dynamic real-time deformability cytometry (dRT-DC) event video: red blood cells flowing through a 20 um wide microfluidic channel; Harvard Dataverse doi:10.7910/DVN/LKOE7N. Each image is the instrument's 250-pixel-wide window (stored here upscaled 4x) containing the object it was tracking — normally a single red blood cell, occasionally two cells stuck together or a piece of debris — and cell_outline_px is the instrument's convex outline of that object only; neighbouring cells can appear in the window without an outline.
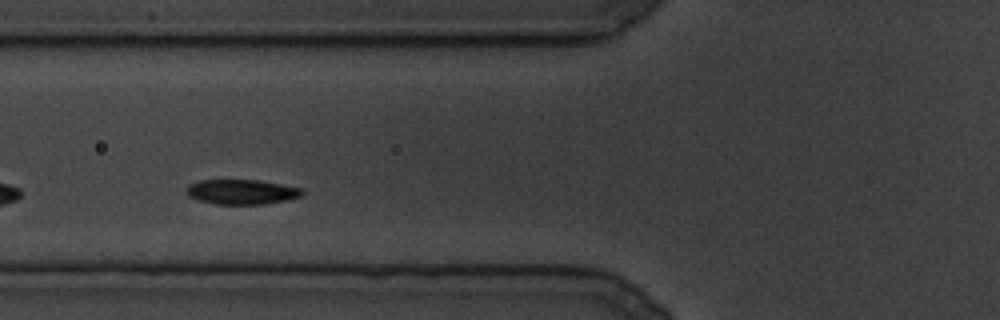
{"species": "common noctule bat (a hibernating species)", "species_latin": "Nyctalus noctula", "temperature_condition": "cold", "stored_images_in_passage": 69, "camera_frame_rate_fps": 3000, "um_per_image_px": 0.085, "animal": {"sex": "male", "body_mass_g": 19.5, "forearm_length_mm": 54.6}, "frame": {"image": 1, "passage_image": 13, "time_ms": 4.0, "image_size_px": [1000, 320], "cell_outline_px": [[304, 192], [300, 196], [288, 200], [264, 204], [216, 204], [200, 200], [188, 196], [184, 192], [188, 184], [200, 180], [260, 180], [304, 188]], "centroid_in_image_um": [20.55, 16.3], "position_along_channel_um": 105.3, "area_um2": 16.94}}
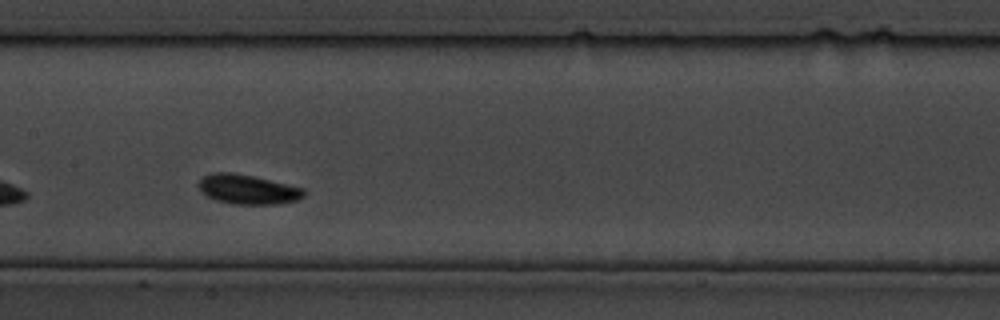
{"frame": {"image": 2, "passage_image": 28, "time_ms": 9.0, "image_size_px": [1000, 320], "cell_outline_px": [[308, 192], [304, 196], [296, 200], [276, 204], [232, 204], [216, 200], [208, 196], [196, 184], [204, 176], [212, 172], [232, 172], [252, 176], [304, 188]], "centroid_in_image_um": [21.07, 16.09], "position_along_channel_um": 186.3, "area_um2": 18.03}}
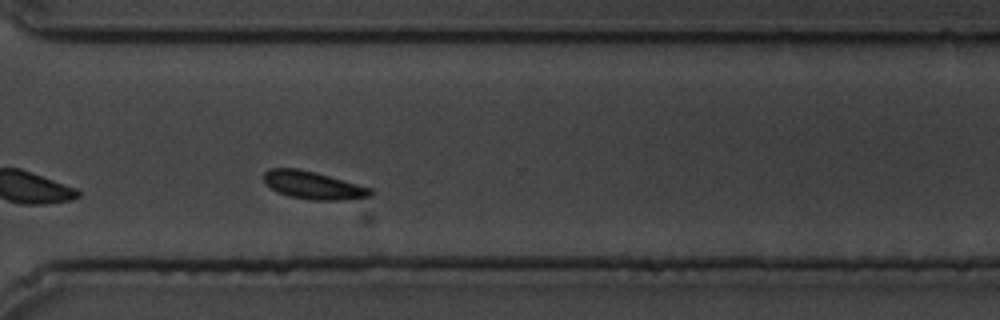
{"frame": {"image": 3, "passage_image": 57, "time_ms": 18.667, "image_size_px": [1000, 320], "cell_outline_px": [[376, 192], [372, 196], [340, 200], [312, 200], [288, 196], [276, 192], [264, 180], [264, 172], [268, 168], [296, 168], [316, 172], [372, 188]], "centroid_in_image_um": [26.65, 15.74], "position_along_channel_um": 344.0, "area_um2": 17.34}}